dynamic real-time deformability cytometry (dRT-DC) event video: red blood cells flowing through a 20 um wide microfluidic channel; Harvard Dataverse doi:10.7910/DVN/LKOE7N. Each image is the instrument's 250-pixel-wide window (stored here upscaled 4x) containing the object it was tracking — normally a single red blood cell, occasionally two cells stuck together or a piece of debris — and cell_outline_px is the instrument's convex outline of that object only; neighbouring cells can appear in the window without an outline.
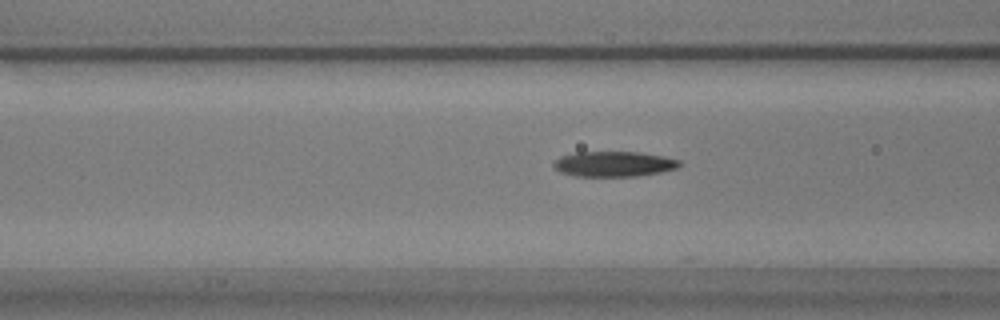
{"species": "common noctule bat (a hibernating species)", "species_latin": "Nyctalus noctula", "temperature_condition": "warm", "stored_images_in_passage": 35, "camera_frame_rate_fps": 3000, "um_per_image_px": 0.085, "animal": {"sex": "male", "body_mass_g": 17.9}, "frame": {"image": 1, "passage_image": 6, "time_ms": 1.667, "image_size_px": [1000, 320], "cell_outline_px": [[680, 164], [676, 168], [660, 172], [636, 176], [576, 176], [560, 172], [552, 168], [552, 164], [560, 156], [576, 152], [640, 152], [664, 156], [680, 160]], "centroid_in_image_um": [52.14, 13.93], "position_along_channel_um": 114.5, "area_um2": 18.55}}
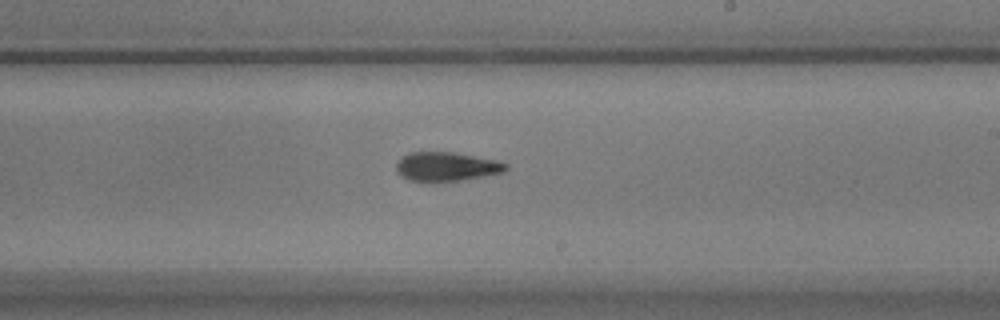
{"frame": {"image": 2, "passage_image": 17, "time_ms": 5.333, "image_size_px": [1000, 320], "cell_outline_px": [[508, 168], [504, 172], [484, 176], [460, 180], [408, 180], [400, 176], [396, 172], [396, 164], [400, 156], [408, 152], [452, 152], [500, 160], [508, 164]], "centroid_in_image_um": [37.95, 14.13], "position_along_channel_um": 251.0, "area_um2": 18.55}}
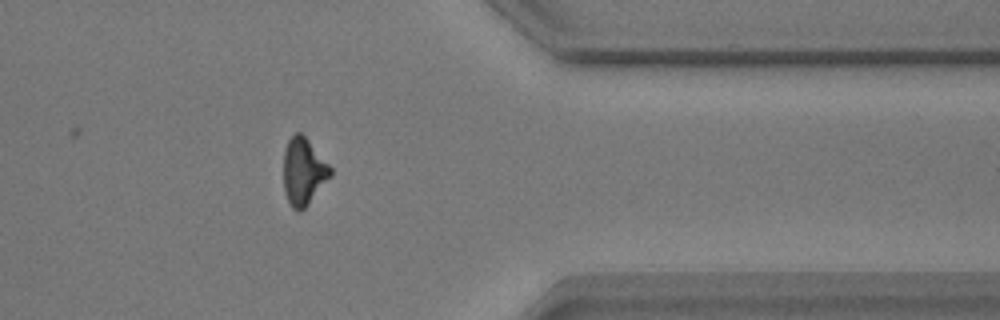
{"frame": {"image": 3, "passage_image": 29, "time_ms": 9.333, "image_size_px": [1000, 320], "cell_outline_px": [[332, 176], [308, 204], [300, 212], [296, 212], [292, 208], [284, 192], [284, 148], [288, 140], [296, 132], [300, 132], [308, 140], [332, 168]], "centroid_in_image_um": [25.8, 14.6], "position_along_channel_um": 385.6, "area_um2": 18.32}, "authors_computed_cell_mechanics": {"area_um2": 18.5538, "velocity_mm_per_s": 3.7161, "shape_relaxation_time_tau1_ms": null, "shape_relaxation_time_tau2_ms": 4.4179, "deformation_change_tau1": null, "deformation_change_tau2": 0.1275}}